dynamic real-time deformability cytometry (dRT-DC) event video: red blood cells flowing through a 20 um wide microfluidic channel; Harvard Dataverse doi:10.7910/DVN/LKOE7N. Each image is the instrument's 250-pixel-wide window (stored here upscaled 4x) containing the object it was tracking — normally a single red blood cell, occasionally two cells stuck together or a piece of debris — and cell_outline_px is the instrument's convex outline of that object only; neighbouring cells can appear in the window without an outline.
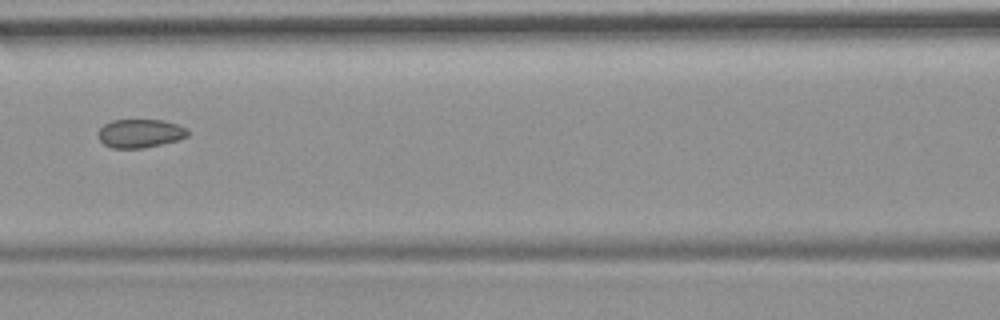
{"species": "common noctule bat (a hibernating species)", "species_latin": "Nyctalus noctula", "temperature_condition": "room temperature", "stored_images_in_passage": 7, "camera_frame_rate_fps": 3000, "um_per_image_px": 0.085, "animal": {"sex": "female", "body_mass_g": 19.9}, "frame": {"image": 1, "passage_image": 7, "time_ms": 8.0, "image_size_px": [1000, 320], "cell_outline_px": [[188, 136], [176, 140], [144, 148], [112, 148], [104, 144], [100, 140], [100, 128], [104, 124], [112, 120], [164, 120], [176, 124], [184, 128], [188, 132]], "centroid_in_image_um": [11.89, 11.33], "position_along_channel_um": 154.7, "area_um2": 14.62}}